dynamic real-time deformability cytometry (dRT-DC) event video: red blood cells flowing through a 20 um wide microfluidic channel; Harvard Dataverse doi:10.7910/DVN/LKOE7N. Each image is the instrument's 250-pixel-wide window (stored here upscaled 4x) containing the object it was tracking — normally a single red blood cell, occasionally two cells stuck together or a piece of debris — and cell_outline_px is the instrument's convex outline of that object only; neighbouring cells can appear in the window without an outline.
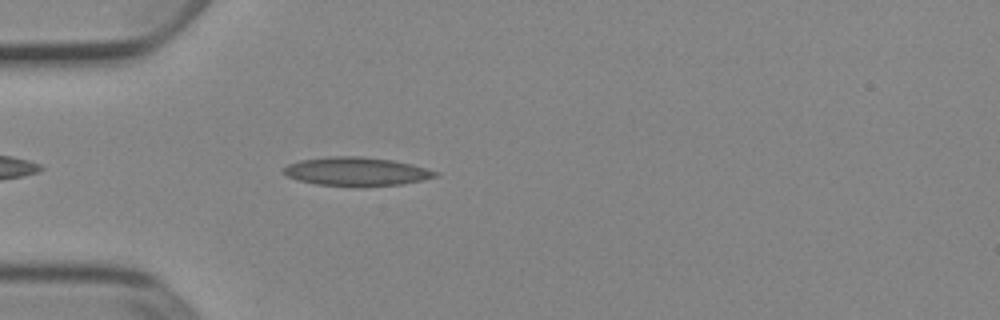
{"species": "Egyptian fruit bat (a non-hibernating species)", "species_latin": "Rousettus aegyptiacus", "temperature_condition": "cold", "stored_images_in_passage": 8, "camera_frame_rate_fps": 3000, "um_per_image_px": 0.085, "animal": {"sex": "female"}, "frame": {"image": 1, "passage_image": 4, "time_ms": 1.0, "image_size_px": [1000, 320], "cell_outline_px": [[440, 176], [400, 184], [352, 188], [316, 184], [300, 180], [288, 176], [284, 172], [284, 168], [288, 164], [300, 160], [328, 156], [360, 156], [392, 160], [412, 164], [440, 172]], "centroid_in_image_um": [30.32, 14.59], "position_along_channel_um": 54.7, "area_um2": 25.61}}
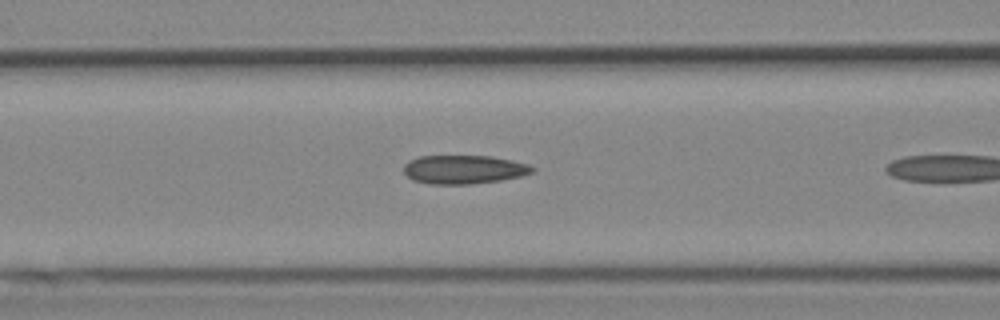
{"frame": {"image": 2, "passage_image": 7, "time_ms": 2.0, "image_size_px": [1000, 320], "cell_outline_px": [[536, 168], [532, 172], [520, 176], [500, 180], [472, 184], [428, 184], [412, 180], [404, 172], [404, 164], [408, 160], [420, 156], [492, 156], [512, 160], [528, 164]], "centroid_in_image_um": [39.41, 14.4], "position_along_channel_um": 127.2, "area_um2": 21.56}}